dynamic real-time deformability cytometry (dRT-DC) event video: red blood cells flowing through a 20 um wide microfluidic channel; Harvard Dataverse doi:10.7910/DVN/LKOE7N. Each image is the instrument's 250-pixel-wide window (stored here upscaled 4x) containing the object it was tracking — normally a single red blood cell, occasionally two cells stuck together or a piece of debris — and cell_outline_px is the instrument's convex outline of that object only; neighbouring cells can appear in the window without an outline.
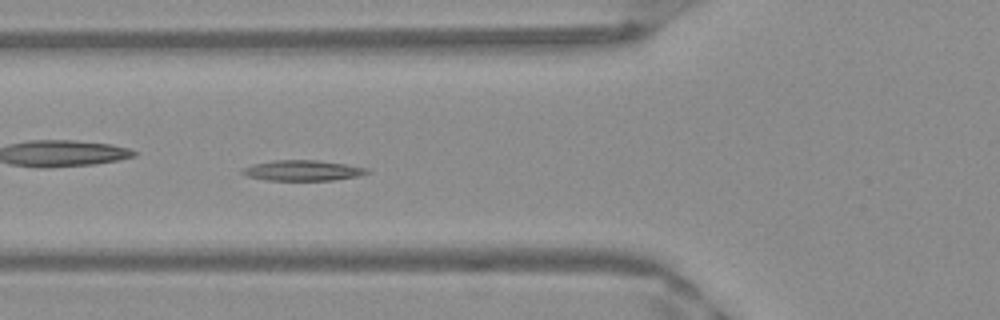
{"species": "Egyptian fruit bat (a non-hibernating species)", "species_latin": "Rousettus aegyptiacus", "temperature_condition": "warm", "stored_images_in_passage": 51, "camera_frame_rate_fps": 3000, "um_per_image_px": 0.085, "frame": {"image": 1, "passage_image": 19, "time_ms": 6.0, "image_size_px": [1000, 320], "cell_outline_px": [[372, 172], [356, 176], [332, 180], [268, 180], [248, 176], [240, 172], [244, 168], [252, 164], [276, 160], [316, 160], [344, 164], [368, 168]], "centroid_in_image_um": [25.73, 14.49], "position_along_channel_um": 100.1, "area_um2": 14.68}}
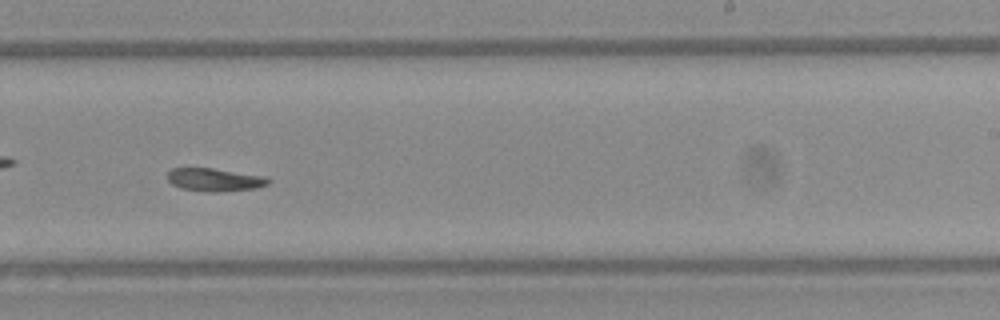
{"frame": {"image": 2, "passage_image": 32, "time_ms": 10.333, "image_size_px": [1000, 320], "cell_outline_px": [[272, 180], [268, 184], [256, 188], [224, 192], [204, 192], [180, 188], [172, 184], [168, 180], [168, 172], [172, 168], [212, 168], [268, 176]], "centroid_in_image_um": [18.29, 15.28], "position_along_channel_um": 270.7, "area_um2": 13.81}}
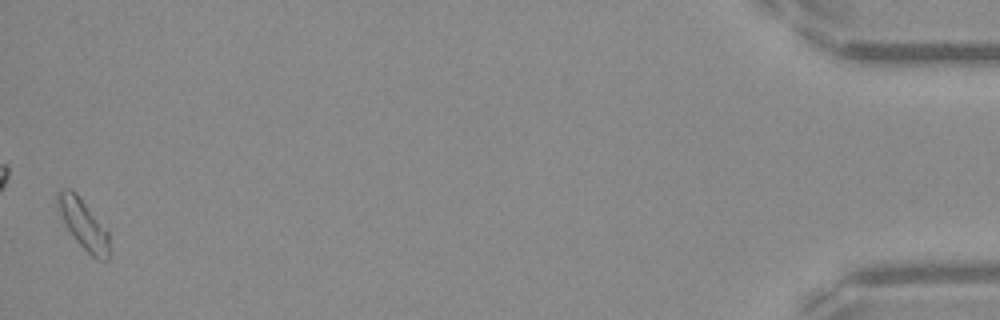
{"frame": {"image": 3, "passage_image": 51, "time_ms": 16.667, "image_size_px": [1000, 320], "cell_outline_px": [[108, 260], [96, 260], [76, 240], [68, 228], [60, 212], [56, 200], [56, 192], [64, 188], [72, 188], [76, 192], [108, 228]], "centroid_in_image_um": [7.11, 19.0], "position_along_channel_um": 428.1, "area_um2": 14.97}}